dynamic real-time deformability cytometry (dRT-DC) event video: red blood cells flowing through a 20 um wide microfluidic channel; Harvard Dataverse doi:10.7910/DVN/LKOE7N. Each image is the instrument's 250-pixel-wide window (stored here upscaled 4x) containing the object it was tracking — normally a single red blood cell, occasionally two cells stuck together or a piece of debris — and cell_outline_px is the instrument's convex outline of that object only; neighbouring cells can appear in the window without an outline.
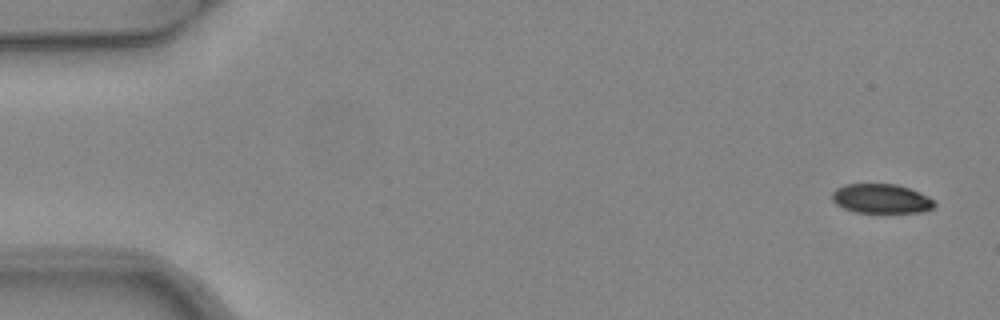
{"species": "common noctule bat (a hibernating species)", "species_latin": "Nyctalus noctula", "temperature_condition": "warm", "stored_images_in_passage": 5, "camera_frame_rate_fps": 3000, "um_per_image_px": 0.085, "animal": {"sex": "female", "body_mass_g": 24.6, "forearm_length_mm": 56.2}, "frame": {"image": 1, "passage_image": 1, "time_ms": 0.0, "image_size_px": [1000, 320], "cell_outline_px": [[936, 204], [932, 208], [924, 212], [856, 212], [844, 208], [836, 204], [832, 200], [832, 192], [836, 188], [844, 184], [896, 184], [920, 192], [936, 200]], "centroid_in_image_um": [74.92, 16.88], "position_along_channel_um": 10.1, "area_um2": 17.57}}
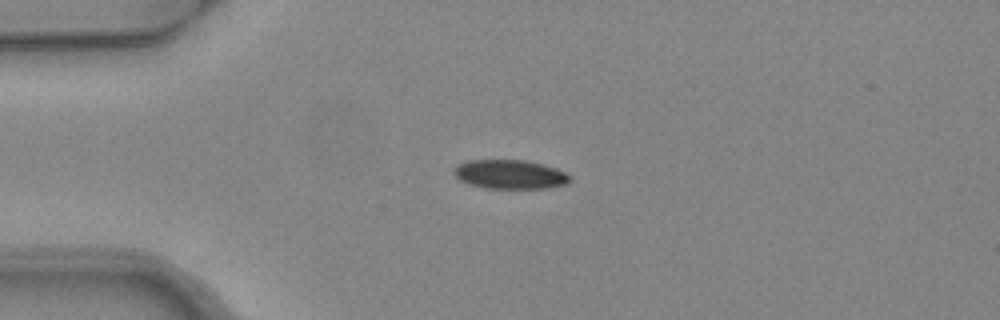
{"frame": {"image": 2, "passage_image": 4, "time_ms": 1.0, "image_size_px": [1000, 320], "cell_outline_px": [[568, 184], [544, 188], [484, 188], [468, 184], [460, 180], [452, 172], [460, 164], [468, 160], [524, 160], [544, 164], [556, 168], [564, 172], [568, 176]], "centroid_in_image_um": [43.33, 14.82], "position_along_channel_um": 41.7, "area_um2": 19.48}}